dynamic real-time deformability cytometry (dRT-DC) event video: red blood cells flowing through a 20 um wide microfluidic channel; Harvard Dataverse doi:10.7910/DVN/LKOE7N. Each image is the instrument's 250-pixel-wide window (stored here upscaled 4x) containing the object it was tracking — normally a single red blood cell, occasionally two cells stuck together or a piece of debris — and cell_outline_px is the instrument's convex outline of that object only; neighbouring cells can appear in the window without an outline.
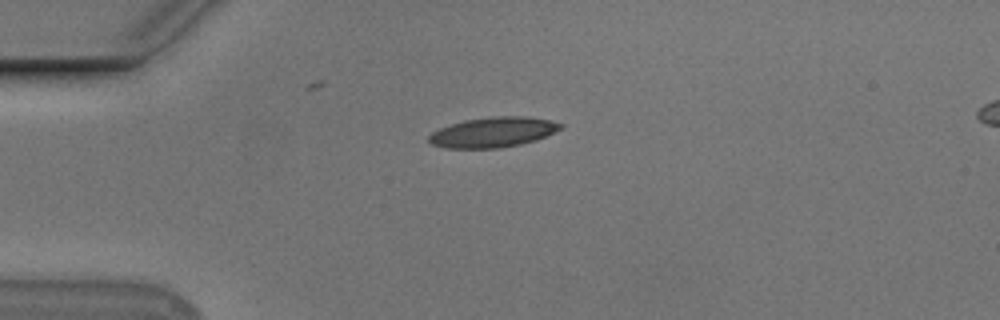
{"species": "Egyptian fruit bat (a non-hibernating species)", "species_latin": "Rousettus aegyptiacus", "temperature_condition": "cold", "stored_images_in_passage": 42, "camera_frame_rate_fps": 3000, "um_per_image_px": 0.085, "animal": {"sex": "male"}, "frame": {"image": 1, "passage_image": 1, "time_ms": 0.0, "image_size_px": [1000, 320], "cell_outline_px": [[564, 128], [536, 140], [520, 144], [500, 148], [444, 148], [432, 144], [428, 140], [428, 136], [432, 132], [440, 128], [464, 120], [496, 116], [528, 116], [548, 120], [564, 124]], "centroid_in_image_um": [41.93, 11.24], "position_along_channel_um": 43.1, "area_um2": 23.12}}
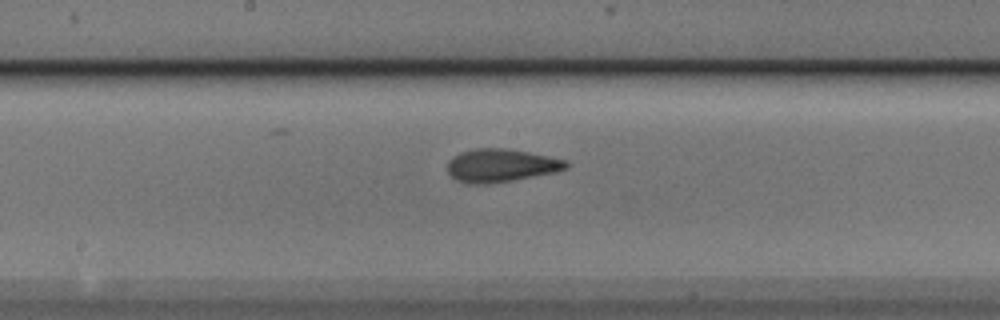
{"frame": {"image": 2, "passage_image": 16, "time_ms": 5.0, "image_size_px": [1000, 320], "cell_outline_px": [[568, 168], [556, 172], [512, 180], [488, 184], [464, 184], [456, 180], [448, 172], [448, 160], [452, 156], [460, 152], [476, 148], [504, 148], [528, 152], [548, 156], [564, 160], [568, 164]], "centroid_in_image_um": [42.53, 14.07], "position_along_channel_um": 205.7, "area_um2": 22.89}}
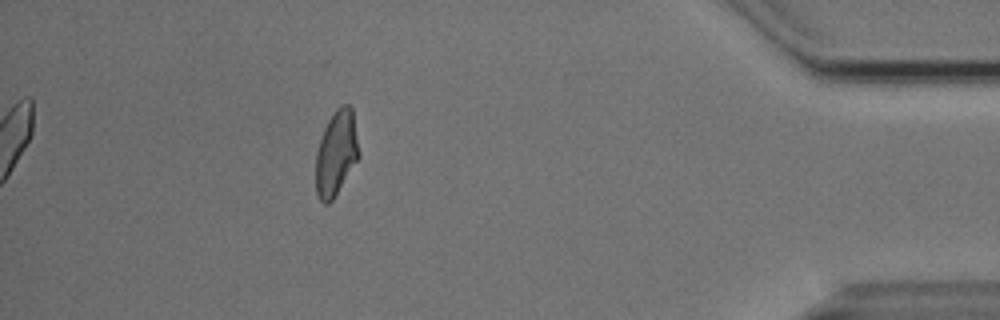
{"frame": {"image": 3, "passage_image": 36, "time_ms": 11.667, "image_size_px": [1000, 320], "cell_outline_px": [[360, 156], [332, 200], [328, 204], [324, 204], [320, 200], [316, 192], [316, 152], [324, 128], [328, 120], [336, 108], [344, 104], [348, 104], [352, 108], [360, 152]], "centroid_in_image_um": [28.58, 13.01], "position_along_channel_um": 406.6, "area_um2": 21.27}, "authors_computed_cell_mechanics": {"area_um2": 21.7906, "velocity_mm_per_s": 3.7579, "shape_relaxation_time_tau1_ms": 6.0382, "shape_relaxation_time_tau2_ms": 1.9122, "deformation_change_tau1": 0.1793, "deformation_change_tau2": 0.0746}}